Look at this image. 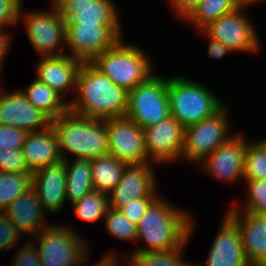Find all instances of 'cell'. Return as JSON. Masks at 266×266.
Here are the masks:
<instances>
[{"instance_id": "6da1fadb", "label": "cell", "mask_w": 266, "mask_h": 266, "mask_svg": "<svg viewBox=\"0 0 266 266\" xmlns=\"http://www.w3.org/2000/svg\"><path fill=\"white\" fill-rule=\"evenodd\" d=\"M75 90L77 97L68 101L69 111L103 121L126 116L128 91L116 85L91 62L82 63Z\"/></svg>"}, {"instance_id": "7a4b0ae2", "label": "cell", "mask_w": 266, "mask_h": 266, "mask_svg": "<svg viewBox=\"0 0 266 266\" xmlns=\"http://www.w3.org/2000/svg\"><path fill=\"white\" fill-rule=\"evenodd\" d=\"M158 197L137 224V241L147 246L133 252L167 251L182 246L192 235V216Z\"/></svg>"}, {"instance_id": "3957f363", "label": "cell", "mask_w": 266, "mask_h": 266, "mask_svg": "<svg viewBox=\"0 0 266 266\" xmlns=\"http://www.w3.org/2000/svg\"><path fill=\"white\" fill-rule=\"evenodd\" d=\"M51 126L58 139L62 160H66L65 152L78 159L90 160L108 154L106 120L89 119L68 110L52 120Z\"/></svg>"}, {"instance_id": "277c9868", "label": "cell", "mask_w": 266, "mask_h": 266, "mask_svg": "<svg viewBox=\"0 0 266 266\" xmlns=\"http://www.w3.org/2000/svg\"><path fill=\"white\" fill-rule=\"evenodd\" d=\"M122 42V39L119 40L91 63L116 85L130 91L140 83L149 82L156 75L152 72L153 65L148 53L137 45Z\"/></svg>"}, {"instance_id": "5b68a950", "label": "cell", "mask_w": 266, "mask_h": 266, "mask_svg": "<svg viewBox=\"0 0 266 266\" xmlns=\"http://www.w3.org/2000/svg\"><path fill=\"white\" fill-rule=\"evenodd\" d=\"M168 97L170 116L184 128L212 116L224 105L205 85L181 76L168 77Z\"/></svg>"}, {"instance_id": "8992f818", "label": "cell", "mask_w": 266, "mask_h": 266, "mask_svg": "<svg viewBox=\"0 0 266 266\" xmlns=\"http://www.w3.org/2000/svg\"><path fill=\"white\" fill-rule=\"evenodd\" d=\"M71 227L50 225L34 236L42 266H80L89 256L88 242Z\"/></svg>"}, {"instance_id": "52a82bcc", "label": "cell", "mask_w": 266, "mask_h": 266, "mask_svg": "<svg viewBox=\"0 0 266 266\" xmlns=\"http://www.w3.org/2000/svg\"><path fill=\"white\" fill-rule=\"evenodd\" d=\"M169 116L168 78L156 75L149 82L140 83L128 91L126 117L142 129Z\"/></svg>"}, {"instance_id": "ba28073f", "label": "cell", "mask_w": 266, "mask_h": 266, "mask_svg": "<svg viewBox=\"0 0 266 266\" xmlns=\"http://www.w3.org/2000/svg\"><path fill=\"white\" fill-rule=\"evenodd\" d=\"M226 112V106L223 105L212 116L184 128L181 158L199 164L233 136V134H229L231 125Z\"/></svg>"}, {"instance_id": "9c48e42d", "label": "cell", "mask_w": 266, "mask_h": 266, "mask_svg": "<svg viewBox=\"0 0 266 266\" xmlns=\"http://www.w3.org/2000/svg\"><path fill=\"white\" fill-rule=\"evenodd\" d=\"M121 35V26L65 24V44L71 50L67 55L82 63L92 62L121 40Z\"/></svg>"}, {"instance_id": "30bf717a", "label": "cell", "mask_w": 266, "mask_h": 266, "mask_svg": "<svg viewBox=\"0 0 266 266\" xmlns=\"http://www.w3.org/2000/svg\"><path fill=\"white\" fill-rule=\"evenodd\" d=\"M53 9L41 11H28L20 15L25 21V29L28 39L33 48L42 57L60 56L65 53V21L60 12L53 4ZM61 45V46H60Z\"/></svg>"}, {"instance_id": "8fae6325", "label": "cell", "mask_w": 266, "mask_h": 266, "mask_svg": "<svg viewBox=\"0 0 266 266\" xmlns=\"http://www.w3.org/2000/svg\"><path fill=\"white\" fill-rule=\"evenodd\" d=\"M247 8L249 7H240L230 14L221 16L203 31L233 52H256L261 43H259L255 26L247 14H244Z\"/></svg>"}, {"instance_id": "7c38bea8", "label": "cell", "mask_w": 266, "mask_h": 266, "mask_svg": "<svg viewBox=\"0 0 266 266\" xmlns=\"http://www.w3.org/2000/svg\"><path fill=\"white\" fill-rule=\"evenodd\" d=\"M108 153L127 164L148 163L144 131L128 117L106 120Z\"/></svg>"}, {"instance_id": "4fadbf2b", "label": "cell", "mask_w": 266, "mask_h": 266, "mask_svg": "<svg viewBox=\"0 0 266 266\" xmlns=\"http://www.w3.org/2000/svg\"><path fill=\"white\" fill-rule=\"evenodd\" d=\"M148 162H175L181 159L184 127L172 116L143 128ZM153 158V159H152Z\"/></svg>"}, {"instance_id": "5bb4252c", "label": "cell", "mask_w": 266, "mask_h": 266, "mask_svg": "<svg viewBox=\"0 0 266 266\" xmlns=\"http://www.w3.org/2000/svg\"><path fill=\"white\" fill-rule=\"evenodd\" d=\"M65 24L120 26L119 12L112 0H52Z\"/></svg>"}, {"instance_id": "9a60e30c", "label": "cell", "mask_w": 266, "mask_h": 266, "mask_svg": "<svg viewBox=\"0 0 266 266\" xmlns=\"http://www.w3.org/2000/svg\"><path fill=\"white\" fill-rule=\"evenodd\" d=\"M152 166L151 162L128 164L124 169L121 180L108 194L109 207L119 209L132 200L144 197H159L155 191L157 183L155 182L156 176Z\"/></svg>"}, {"instance_id": "2e32d148", "label": "cell", "mask_w": 266, "mask_h": 266, "mask_svg": "<svg viewBox=\"0 0 266 266\" xmlns=\"http://www.w3.org/2000/svg\"><path fill=\"white\" fill-rule=\"evenodd\" d=\"M242 134H235L216 148L201 163L211 176L232 182L244 179L245 150L248 140Z\"/></svg>"}, {"instance_id": "e0dca14e", "label": "cell", "mask_w": 266, "mask_h": 266, "mask_svg": "<svg viewBox=\"0 0 266 266\" xmlns=\"http://www.w3.org/2000/svg\"><path fill=\"white\" fill-rule=\"evenodd\" d=\"M3 92L0 89V125L27 133L43 130L51 125V120L30 104L21 90L8 94Z\"/></svg>"}, {"instance_id": "ac0fdd59", "label": "cell", "mask_w": 266, "mask_h": 266, "mask_svg": "<svg viewBox=\"0 0 266 266\" xmlns=\"http://www.w3.org/2000/svg\"><path fill=\"white\" fill-rule=\"evenodd\" d=\"M226 215L239 228L244 254L251 266H265L266 214L247 213L233 206Z\"/></svg>"}, {"instance_id": "d6986e66", "label": "cell", "mask_w": 266, "mask_h": 266, "mask_svg": "<svg viewBox=\"0 0 266 266\" xmlns=\"http://www.w3.org/2000/svg\"><path fill=\"white\" fill-rule=\"evenodd\" d=\"M204 266H251L244 254L239 228L226 214Z\"/></svg>"}, {"instance_id": "ffe728a7", "label": "cell", "mask_w": 266, "mask_h": 266, "mask_svg": "<svg viewBox=\"0 0 266 266\" xmlns=\"http://www.w3.org/2000/svg\"><path fill=\"white\" fill-rule=\"evenodd\" d=\"M32 187L44 210L60 212L66 200V162L61 160L33 172Z\"/></svg>"}, {"instance_id": "44dd1931", "label": "cell", "mask_w": 266, "mask_h": 266, "mask_svg": "<svg viewBox=\"0 0 266 266\" xmlns=\"http://www.w3.org/2000/svg\"><path fill=\"white\" fill-rule=\"evenodd\" d=\"M81 65L80 60L67 54L42 57L36 66V79L63 97L68 90L76 88Z\"/></svg>"}, {"instance_id": "7402d4cb", "label": "cell", "mask_w": 266, "mask_h": 266, "mask_svg": "<svg viewBox=\"0 0 266 266\" xmlns=\"http://www.w3.org/2000/svg\"><path fill=\"white\" fill-rule=\"evenodd\" d=\"M3 212L23 235L34 237L49 226L44 222V209L33 187L16 198Z\"/></svg>"}, {"instance_id": "603a6c76", "label": "cell", "mask_w": 266, "mask_h": 266, "mask_svg": "<svg viewBox=\"0 0 266 266\" xmlns=\"http://www.w3.org/2000/svg\"><path fill=\"white\" fill-rule=\"evenodd\" d=\"M22 150L26 165L32 173L62 160L58 139L51 125L46 129L27 133Z\"/></svg>"}, {"instance_id": "cb8c5ba5", "label": "cell", "mask_w": 266, "mask_h": 266, "mask_svg": "<svg viewBox=\"0 0 266 266\" xmlns=\"http://www.w3.org/2000/svg\"><path fill=\"white\" fill-rule=\"evenodd\" d=\"M30 104L45 114L51 121L57 119L69 110V103L62 100L63 97L49 87L39 82L36 78L25 91L21 90Z\"/></svg>"}, {"instance_id": "d4e9b609", "label": "cell", "mask_w": 266, "mask_h": 266, "mask_svg": "<svg viewBox=\"0 0 266 266\" xmlns=\"http://www.w3.org/2000/svg\"><path fill=\"white\" fill-rule=\"evenodd\" d=\"M64 161L66 162V200L73 204L94 190L92 160L75 158L71 164L67 159Z\"/></svg>"}, {"instance_id": "484cf974", "label": "cell", "mask_w": 266, "mask_h": 266, "mask_svg": "<svg viewBox=\"0 0 266 266\" xmlns=\"http://www.w3.org/2000/svg\"><path fill=\"white\" fill-rule=\"evenodd\" d=\"M128 164L112 154L101 155L92 160V182L95 191L109 194L122 178Z\"/></svg>"}, {"instance_id": "4316f807", "label": "cell", "mask_w": 266, "mask_h": 266, "mask_svg": "<svg viewBox=\"0 0 266 266\" xmlns=\"http://www.w3.org/2000/svg\"><path fill=\"white\" fill-rule=\"evenodd\" d=\"M240 8L235 0H202L194 12L185 20L203 30L211 22Z\"/></svg>"}, {"instance_id": "83f0119b", "label": "cell", "mask_w": 266, "mask_h": 266, "mask_svg": "<svg viewBox=\"0 0 266 266\" xmlns=\"http://www.w3.org/2000/svg\"><path fill=\"white\" fill-rule=\"evenodd\" d=\"M187 243L188 240L182 246L167 251L132 252L123 259L128 266H194L180 255Z\"/></svg>"}, {"instance_id": "f1b7e54d", "label": "cell", "mask_w": 266, "mask_h": 266, "mask_svg": "<svg viewBox=\"0 0 266 266\" xmlns=\"http://www.w3.org/2000/svg\"><path fill=\"white\" fill-rule=\"evenodd\" d=\"M32 187V172H0V211Z\"/></svg>"}, {"instance_id": "f546056e", "label": "cell", "mask_w": 266, "mask_h": 266, "mask_svg": "<svg viewBox=\"0 0 266 266\" xmlns=\"http://www.w3.org/2000/svg\"><path fill=\"white\" fill-rule=\"evenodd\" d=\"M73 211L80 219L96 222L105 217L108 209V194L93 190L72 204Z\"/></svg>"}, {"instance_id": "4dcf8cb0", "label": "cell", "mask_w": 266, "mask_h": 266, "mask_svg": "<svg viewBox=\"0 0 266 266\" xmlns=\"http://www.w3.org/2000/svg\"><path fill=\"white\" fill-rule=\"evenodd\" d=\"M243 180H266V150L258 142H248Z\"/></svg>"}, {"instance_id": "1f68e13d", "label": "cell", "mask_w": 266, "mask_h": 266, "mask_svg": "<svg viewBox=\"0 0 266 266\" xmlns=\"http://www.w3.org/2000/svg\"><path fill=\"white\" fill-rule=\"evenodd\" d=\"M106 230L113 237L125 241H137V225L131 223L119 209H108L104 219Z\"/></svg>"}, {"instance_id": "d6a6232c", "label": "cell", "mask_w": 266, "mask_h": 266, "mask_svg": "<svg viewBox=\"0 0 266 266\" xmlns=\"http://www.w3.org/2000/svg\"><path fill=\"white\" fill-rule=\"evenodd\" d=\"M247 184V200L244 212L266 214V180H244Z\"/></svg>"}, {"instance_id": "836d02e7", "label": "cell", "mask_w": 266, "mask_h": 266, "mask_svg": "<svg viewBox=\"0 0 266 266\" xmlns=\"http://www.w3.org/2000/svg\"><path fill=\"white\" fill-rule=\"evenodd\" d=\"M0 172H31L26 165L22 147L0 150Z\"/></svg>"}, {"instance_id": "e575fe53", "label": "cell", "mask_w": 266, "mask_h": 266, "mask_svg": "<svg viewBox=\"0 0 266 266\" xmlns=\"http://www.w3.org/2000/svg\"><path fill=\"white\" fill-rule=\"evenodd\" d=\"M158 197H144L129 201L119 208V211L131 223L137 225L141 217Z\"/></svg>"}, {"instance_id": "d590c367", "label": "cell", "mask_w": 266, "mask_h": 266, "mask_svg": "<svg viewBox=\"0 0 266 266\" xmlns=\"http://www.w3.org/2000/svg\"><path fill=\"white\" fill-rule=\"evenodd\" d=\"M22 235L3 211H0V250L14 248ZM19 239V240H18Z\"/></svg>"}, {"instance_id": "8d00e7d4", "label": "cell", "mask_w": 266, "mask_h": 266, "mask_svg": "<svg viewBox=\"0 0 266 266\" xmlns=\"http://www.w3.org/2000/svg\"><path fill=\"white\" fill-rule=\"evenodd\" d=\"M22 3V0H0V29L20 21Z\"/></svg>"}, {"instance_id": "74e56055", "label": "cell", "mask_w": 266, "mask_h": 266, "mask_svg": "<svg viewBox=\"0 0 266 266\" xmlns=\"http://www.w3.org/2000/svg\"><path fill=\"white\" fill-rule=\"evenodd\" d=\"M26 136L24 130L0 125V150L22 147Z\"/></svg>"}, {"instance_id": "f35d334b", "label": "cell", "mask_w": 266, "mask_h": 266, "mask_svg": "<svg viewBox=\"0 0 266 266\" xmlns=\"http://www.w3.org/2000/svg\"><path fill=\"white\" fill-rule=\"evenodd\" d=\"M11 266H42L38 250L33 241L23 244L17 251Z\"/></svg>"}, {"instance_id": "ab89813d", "label": "cell", "mask_w": 266, "mask_h": 266, "mask_svg": "<svg viewBox=\"0 0 266 266\" xmlns=\"http://www.w3.org/2000/svg\"><path fill=\"white\" fill-rule=\"evenodd\" d=\"M202 0H168L169 4L174 8V13L178 18L185 21L199 6Z\"/></svg>"}, {"instance_id": "60d3db41", "label": "cell", "mask_w": 266, "mask_h": 266, "mask_svg": "<svg viewBox=\"0 0 266 266\" xmlns=\"http://www.w3.org/2000/svg\"><path fill=\"white\" fill-rule=\"evenodd\" d=\"M199 32H201V34H203V36L210 41L208 45V55L210 57L220 59L223 58L227 53L233 52L220 41L214 40L209 37L203 30H200Z\"/></svg>"}, {"instance_id": "b9f144b4", "label": "cell", "mask_w": 266, "mask_h": 266, "mask_svg": "<svg viewBox=\"0 0 266 266\" xmlns=\"http://www.w3.org/2000/svg\"><path fill=\"white\" fill-rule=\"evenodd\" d=\"M10 36L9 34H5V31L0 29V75H1V71L3 68V62L4 59L6 58V55L9 51V46L10 45Z\"/></svg>"}, {"instance_id": "7bdbcfd3", "label": "cell", "mask_w": 266, "mask_h": 266, "mask_svg": "<svg viewBox=\"0 0 266 266\" xmlns=\"http://www.w3.org/2000/svg\"><path fill=\"white\" fill-rule=\"evenodd\" d=\"M104 256L106 257H102L94 266H119L118 258L114 256V253L111 252Z\"/></svg>"}, {"instance_id": "ee69618b", "label": "cell", "mask_w": 266, "mask_h": 266, "mask_svg": "<svg viewBox=\"0 0 266 266\" xmlns=\"http://www.w3.org/2000/svg\"><path fill=\"white\" fill-rule=\"evenodd\" d=\"M240 7H250L256 2L264 1V0H235Z\"/></svg>"}, {"instance_id": "f6af8a7d", "label": "cell", "mask_w": 266, "mask_h": 266, "mask_svg": "<svg viewBox=\"0 0 266 266\" xmlns=\"http://www.w3.org/2000/svg\"><path fill=\"white\" fill-rule=\"evenodd\" d=\"M262 146L263 148L266 150V138L265 139H262L261 141H258Z\"/></svg>"}]
</instances>
